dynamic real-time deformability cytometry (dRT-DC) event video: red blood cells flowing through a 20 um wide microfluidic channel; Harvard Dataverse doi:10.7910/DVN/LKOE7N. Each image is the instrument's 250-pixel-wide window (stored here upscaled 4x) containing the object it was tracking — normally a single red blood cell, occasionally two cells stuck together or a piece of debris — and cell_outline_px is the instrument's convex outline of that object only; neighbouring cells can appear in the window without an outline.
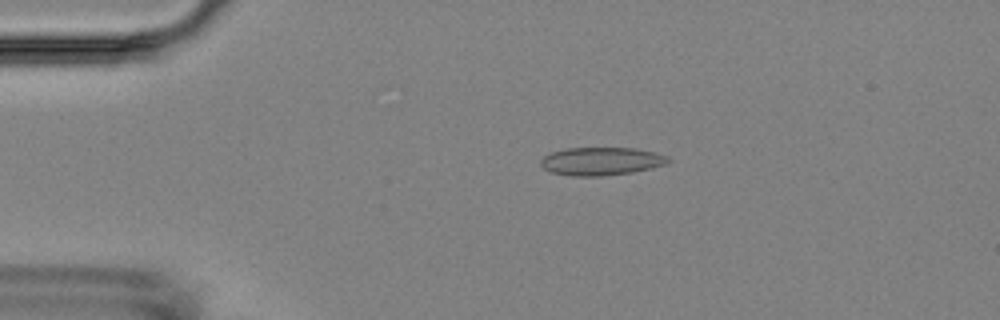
{"species": "Egyptian fruit bat (a non-hibernating species)", "species_latin": "Rousettus aegyptiacus", "temperature_condition": "room temperature", "stored_images_in_passage": 8, "camera_frame_rate_fps": 3000, "um_per_image_px": 0.085, "animal": {"sex": "female"}, "frame": {"image": 1, "passage_image": 1, "time_ms": 0.0, "image_size_px": [1000, 320], "cell_outline_px": [[672, 160], [664, 164], [652, 168], [632, 172], [604, 176], [572, 176], [552, 172], [544, 168], [540, 164], [540, 160], [544, 156], [552, 152], [564, 148], [636, 148], [656, 152], [668, 156]], "centroid_in_image_um": [51.12, 13.7], "position_along_channel_um": 33.9, "area_um2": 20.92}}
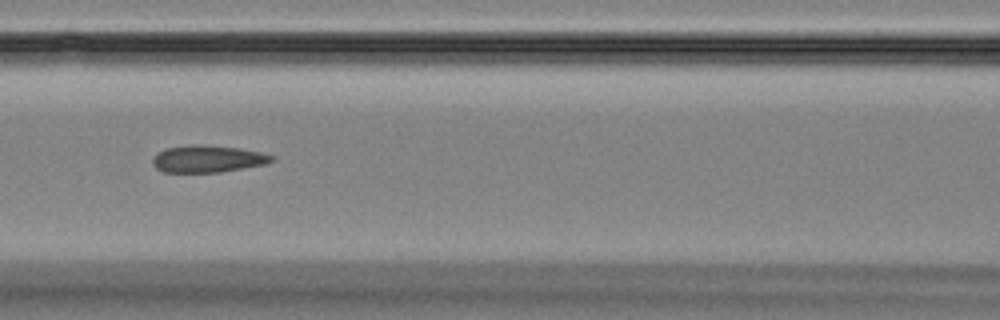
{"frame": {"image": 2, "passage_image": 5, "time_ms": 4.333, "image_size_px": [1000, 320], "cell_outline_px": [[276, 160], [264, 164], [244, 168], [220, 172], [164, 172], [156, 168], [152, 164], [152, 160], [164, 148], [192, 144], [200, 144], [240, 148], [260, 152], [276, 156]], "centroid_in_image_um": [17.69, 13.5], "position_along_channel_um": 148.9, "area_um2": 18.84}}
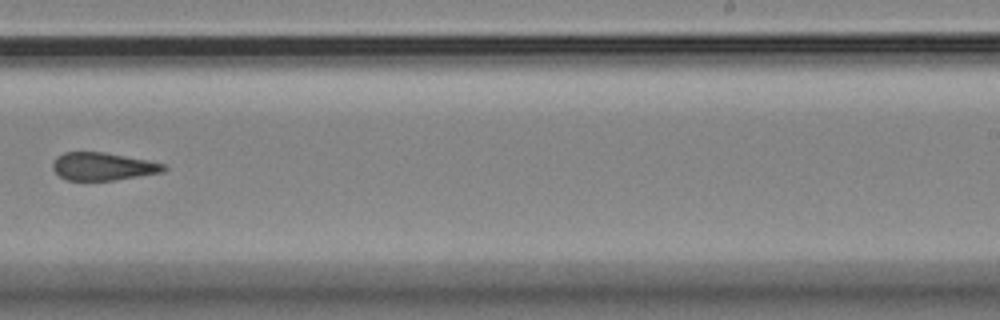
{"frame": {"image": 3, "passage_image": 8, "time_ms": 8.0, "image_size_px": [1000, 320], "cell_outline_px": [[168, 168], [164, 172], [112, 180], [68, 180], [60, 176], [52, 168], [52, 164], [56, 156], [64, 152], [104, 152], [148, 160], [164, 164]], "centroid_in_image_um": [8.74, 14.14], "position_along_channel_um": 280.3, "area_um2": 17.92}}